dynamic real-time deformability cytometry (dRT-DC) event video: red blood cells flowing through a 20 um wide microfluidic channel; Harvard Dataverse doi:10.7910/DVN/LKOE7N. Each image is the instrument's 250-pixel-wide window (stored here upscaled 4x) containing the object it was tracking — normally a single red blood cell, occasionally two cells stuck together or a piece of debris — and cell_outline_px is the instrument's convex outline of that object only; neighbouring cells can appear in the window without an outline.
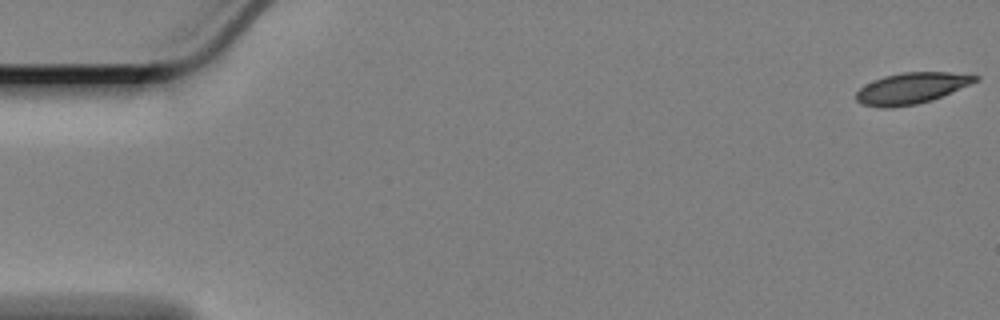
{"species": "Egyptian fruit bat (a non-hibernating species)", "species_latin": "Rousettus aegyptiacus", "temperature_condition": "cold", "stored_images_in_passage": 59, "camera_frame_rate_fps": 3000, "um_per_image_px": 0.085, "animal": {"sex": "female"}, "frame": {"image": 1, "passage_image": 1, "time_ms": 0.0, "image_size_px": [1000, 320], "cell_outline_px": [[980, 80], [932, 100], [916, 104], [892, 108], [880, 108], [860, 104], [856, 100], [856, 92], [864, 84], [884, 76], [904, 72], [948, 72], [980, 76]], "centroid_in_image_um": [77.44, 7.51], "position_along_channel_um": 7.6, "area_um2": 21.68}}
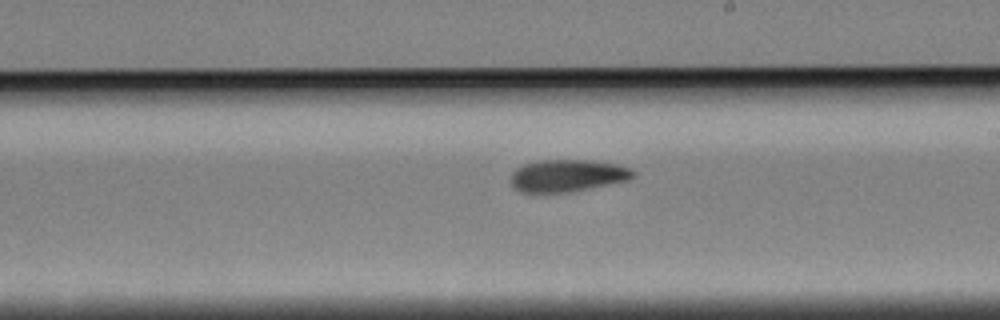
{"frame": {"image": 2, "passage_image": 34, "time_ms": 11.0, "image_size_px": [1000, 320], "cell_outline_px": [[636, 176], [628, 180], [568, 192], [520, 192], [512, 188], [512, 172], [516, 168], [524, 164], [540, 160], [588, 160], [616, 164], [628, 168], [636, 172]], "centroid_in_image_um": [48.21, 14.92], "position_along_channel_um": 240.8, "area_um2": 22.77}}
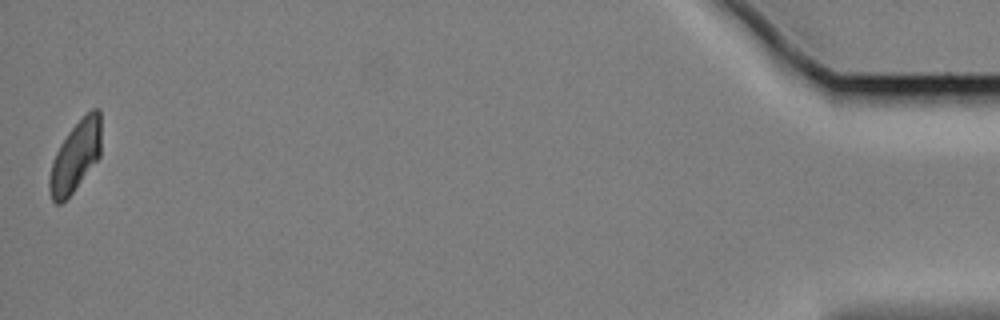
{"frame": {"image": 3, "passage_image": 59, "time_ms": 19.333, "image_size_px": [1000, 320], "cell_outline_px": [[100, 156], [72, 192], [60, 204], [56, 204], [52, 200], [48, 188], [48, 180], [52, 160], [60, 144], [68, 132], [92, 108], [100, 108]], "centroid_in_image_um": [6.39, 13.29], "position_along_channel_um": 428.8, "area_um2": 20.98}, "authors_computed_cell_mechanics": {"area_um2": 23.0044, "velocity_mm_per_s": 3.3509, "shape_relaxation_time_tau1_ms": 6.4821, "shape_relaxation_time_tau2_ms": null, "deformation_change_tau1": 0.1465, "deformation_change_tau2": null}}